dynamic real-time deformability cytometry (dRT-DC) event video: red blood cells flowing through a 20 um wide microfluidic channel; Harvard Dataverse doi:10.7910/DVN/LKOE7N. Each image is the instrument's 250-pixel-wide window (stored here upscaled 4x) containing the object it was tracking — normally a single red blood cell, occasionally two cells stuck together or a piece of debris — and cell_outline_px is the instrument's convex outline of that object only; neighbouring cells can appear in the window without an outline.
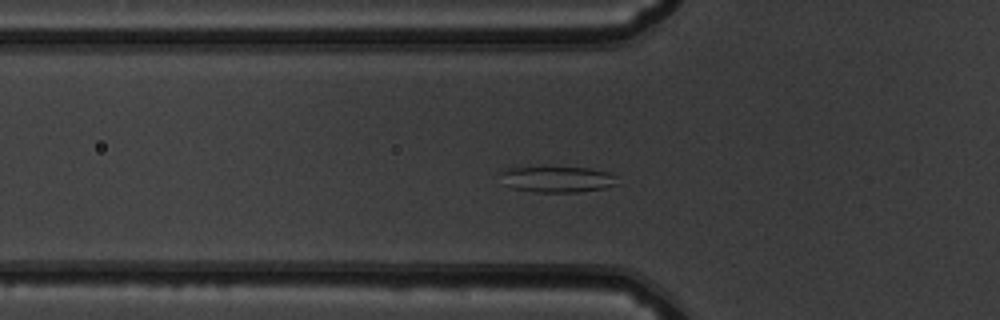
{"species": "common noctule bat (a hibernating species)", "species_latin": "Nyctalus noctula", "temperature_condition": "warm", "stored_images_in_passage": 50, "segment_of_instrument_passage": [1, 2], "camera_frame_rate_fps": 3000, "um_per_image_px": 0.085, "animal": {"sex": "male", "body_mass_g": 19.5, "forearm_length_mm": 54.6}, "frame": {"image": 1, "passage_image": 14, "time_ms": 4.333, "image_size_px": [1000, 320], "cell_outline_px": [[616, 184], [604, 188], [576, 192], [536, 192], [512, 188], [508, 184], [500, 172], [504, 168], [588, 168], [608, 172], [616, 176]], "centroid_in_image_um": [47.41, 15.25], "position_along_channel_um": 78.4, "area_um2": 17.17}}
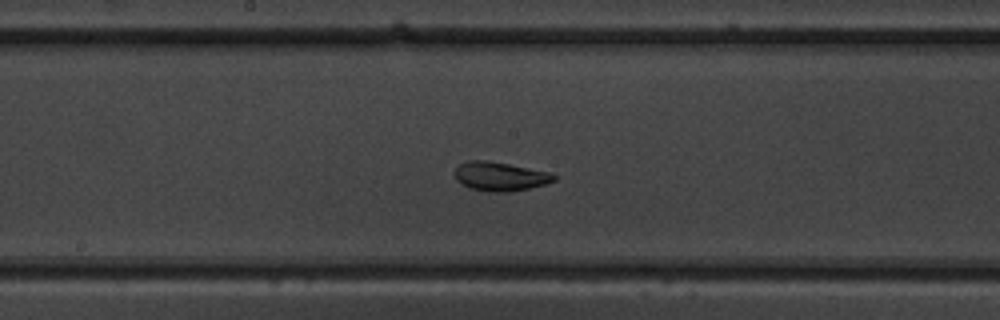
{"frame": {"image": 2, "passage_image": 24, "time_ms": 7.667, "image_size_px": [1000, 320], "cell_outline_px": [[556, 180], [544, 184], [528, 188], [508, 192], [488, 192], [468, 188], [456, 180], [452, 172], [460, 164], [468, 160], [484, 160], [508, 164], [548, 172], [556, 176]], "centroid_in_image_um": [42.43, 15.0], "position_along_channel_um": 205.8, "area_um2": 16.7}}
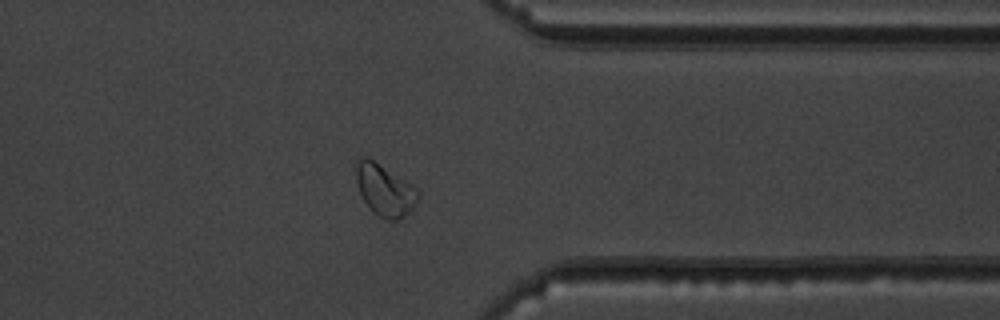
{"frame": {"image": 3, "passage_image": 38, "time_ms": 12.333, "image_size_px": [1000, 320], "cell_outline_px": [[420, 196], [416, 204], [404, 216], [396, 220], [384, 220], [372, 212], [368, 208], [360, 192], [356, 180], [356, 160], [360, 156], [368, 156], [412, 184], [420, 192]], "centroid_in_image_um": [32.69, 16.14], "position_along_channel_um": 378.7, "area_um2": 18.9}}